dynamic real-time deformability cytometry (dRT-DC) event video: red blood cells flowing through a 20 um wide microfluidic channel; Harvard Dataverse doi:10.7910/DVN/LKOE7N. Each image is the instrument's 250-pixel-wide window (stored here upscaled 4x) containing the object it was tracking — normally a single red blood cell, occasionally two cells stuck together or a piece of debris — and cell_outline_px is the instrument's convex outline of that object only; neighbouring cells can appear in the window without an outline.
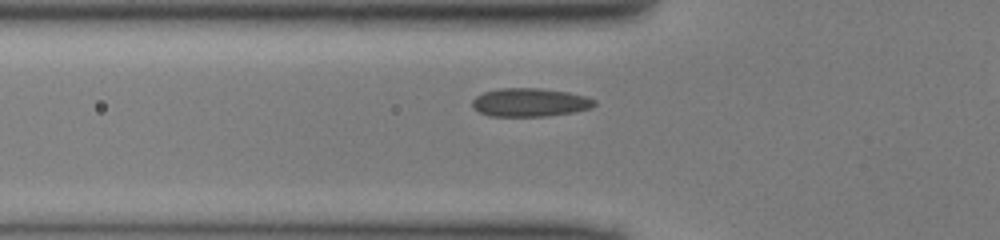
{"species": "common noctule bat (a hibernating species)", "species_latin": "Nyctalus noctula", "temperature_condition": "cold", "stored_images_in_passage": 39, "camera_frame_rate_fps": 3000, "um_per_image_px": 0.085, "animal": {"sex": "male", "body_mass_g": 13.0, "forearm_length_mm": 53.1}, "frame": {"image": 1, "passage_image": 13, "time_ms": 4.0, "image_size_px": [1000, 240], "cell_outline_px": [[596, 104], [592, 108], [572, 112], [544, 116], [488, 116], [472, 108], [472, 100], [476, 96], [484, 92], [500, 88], [540, 88], [568, 92], [584, 96], [596, 100]], "centroid_in_image_um": [45.02, 8.7], "position_along_channel_um": 80.8, "area_um2": 20.23}}
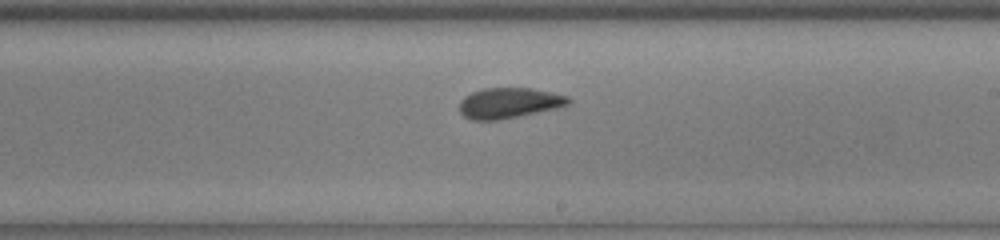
{"frame": {"image": 2, "passage_image": 25, "time_ms": 8.0, "image_size_px": [1000, 240], "cell_outline_px": [[572, 100], [568, 104], [556, 108], [500, 120], [472, 120], [464, 116], [460, 112], [460, 100], [464, 96], [472, 92], [484, 88], [532, 88], [552, 92], [568, 96]], "centroid_in_image_um": [43.26, 8.75], "position_along_channel_um": 245.7, "area_um2": 19.36}}
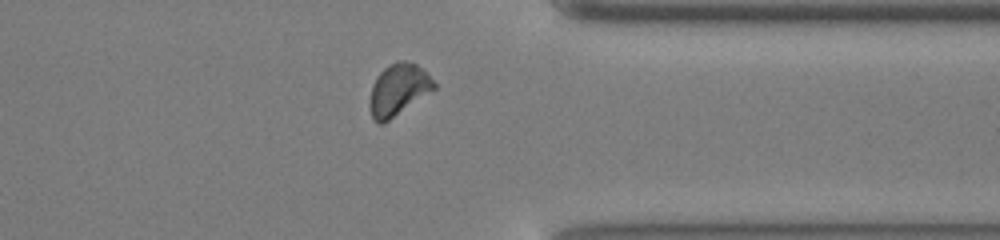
{"frame": {"image": 3, "passage_image": 35, "time_ms": 11.333, "image_size_px": [1000, 240], "cell_outline_px": [[436, 88], [384, 124], [380, 124], [372, 116], [368, 104], [372, 84], [376, 76], [384, 68], [396, 60], [404, 60], [416, 64], [436, 84]], "centroid_in_image_um": [33.82, 7.63], "position_along_channel_um": 377.6, "area_um2": 19.25}}